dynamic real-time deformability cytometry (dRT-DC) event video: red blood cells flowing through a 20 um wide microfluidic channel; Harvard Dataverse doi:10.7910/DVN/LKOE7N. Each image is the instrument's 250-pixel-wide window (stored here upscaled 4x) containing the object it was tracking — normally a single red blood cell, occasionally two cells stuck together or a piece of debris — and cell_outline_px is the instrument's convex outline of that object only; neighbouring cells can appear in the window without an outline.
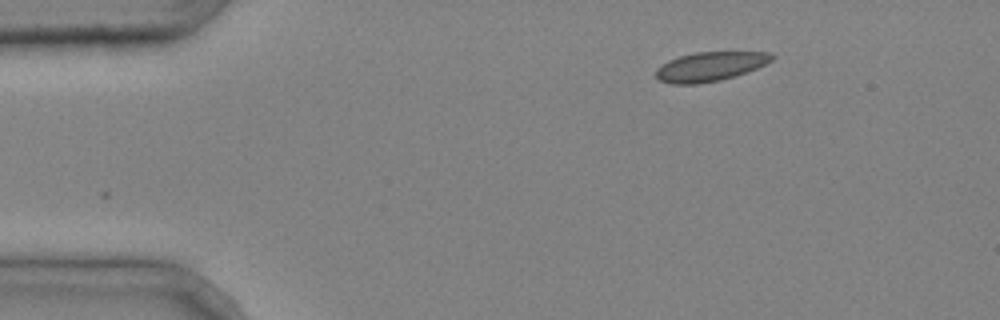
{"species": "common noctule bat (a hibernating species)", "species_latin": "Nyctalus noctula", "temperature_condition": "cold", "stored_images_in_passage": 2, "camera_frame_rate_fps": 3000, "um_per_image_px": 0.085, "animal": {"sex": "male", "body_mass_g": 20.4}, "frame": {"image": 1, "passage_image": 2, "time_ms": 0.333, "image_size_px": [1000, 320], "cell_outline_px": [[772, 60], [756, 68], [720, 80], [696, 84], [672, 84], [660, 80], [656, 76], [656, 68], [668, 60], [680, 56], [696, 52], [768, 52], [772, 56]], "centroid_in_image_um": [60.29, 5.65], "position_along_channel_um": 24.7, "area_um2": 19.36}}